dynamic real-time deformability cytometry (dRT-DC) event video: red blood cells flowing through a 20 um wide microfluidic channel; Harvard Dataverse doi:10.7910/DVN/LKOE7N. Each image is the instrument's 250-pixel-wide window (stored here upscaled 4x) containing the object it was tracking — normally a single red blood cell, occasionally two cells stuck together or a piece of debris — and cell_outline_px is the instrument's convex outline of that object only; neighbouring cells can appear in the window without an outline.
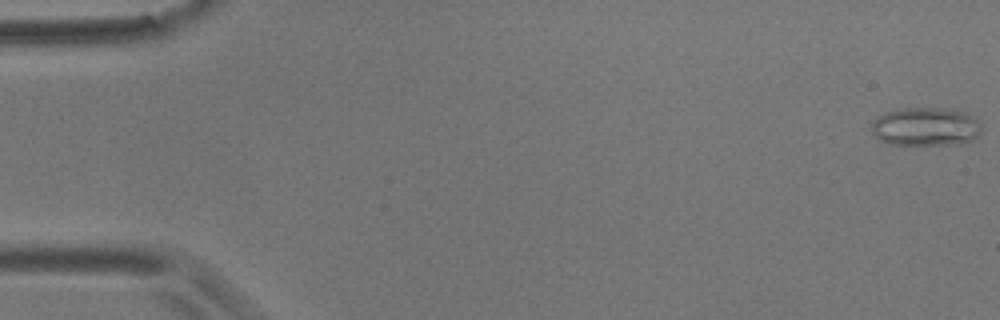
{"species": "common noctule bat (a hibernating species)", "species_latin": "Nyctalus noctula", "temperature_condition": "room temperature", "stored_images_in_passage": 56, "camera_frame_rate_fps": 3000, "um_per_image_px": 0.085, "animal": {"sex": "male", "body_mass_g": 17.9}, "frame": {"image": 1, "passage_image": 1, "time_ms": 0.0, "image_size_px": [1000, 320], "cell_outline_px": [[980, 132], [972, 140], [948, 144], [888, 144], [880, 140], [872, 132], [872, 124], [880, 116], [888, 112], [900, 108], [944, 108], [964, 112], [972, 116], [980, 124]], "centroid_in_image_um": [78.67, 10.76], "position_along_channel_um": 6.3, "area_um2": 24.16}}
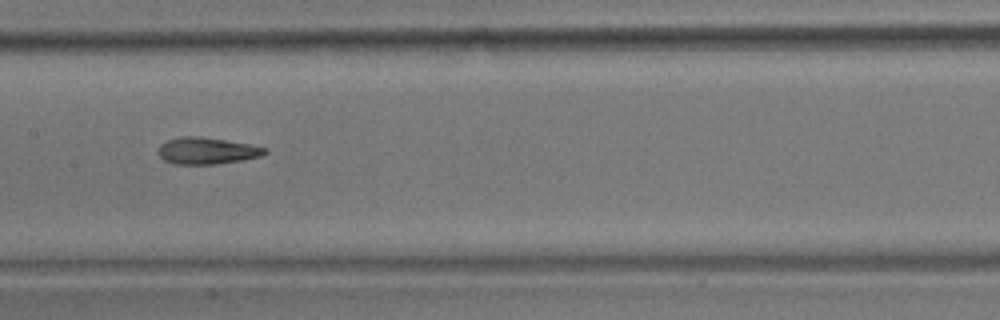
{"frame": {"image": 2, "passage_image": 28, "time_ms": 9.0, "image_size_px": [1000, 320], "cell_outline_px": [[268, 152], [260, 156], [240, 160], [216, 164], [172, 164], [164, 160], [156, 152], [160, 144], [168, 140], [180, 136], [200, 136], [248, 144], [268, 148]], "centroid_in_image_um": [17.54, 12.81], "position_along_channel_um": 189.9, "area_um2": 16.59}}
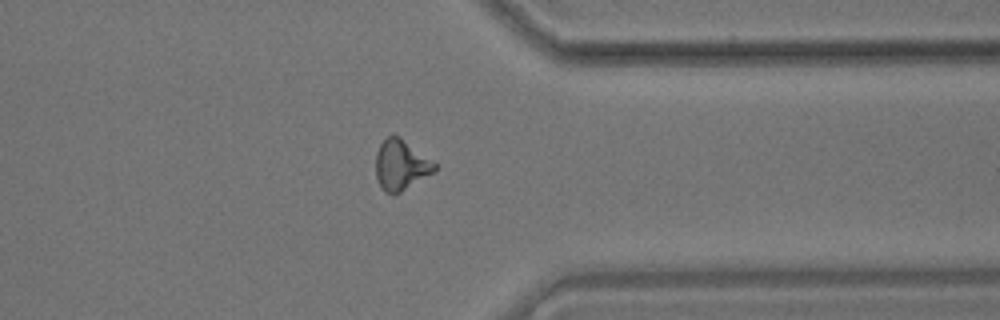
{"frame": {"image": 3, "passage_image": 44, "time_ms": 14.333, "image_size_px": [1000, 320], "cell_outline_px": [[436, 172], [400, 192], [392, 196], [384, 192], [376, 176], [376, 152], [380, 144], [388, 136], [400, 136], [436, 164]], "centroid_in_image_um": [34.08, 14.05], "position_along_channel_um": 377.3, "area_um2": 17.22}, "authors_computed_cell_mechanics": {"area_um2": 16.6753, "velocity_mm_per_s": 3.6335, "shape_relaxation_time_tau1_ms": 9.3899, "shape_relaxation_time_tau2_ms": 2.7242, "deformation_change_tau1": 0.2106, "deformation_change_tau2": 0.1123}}